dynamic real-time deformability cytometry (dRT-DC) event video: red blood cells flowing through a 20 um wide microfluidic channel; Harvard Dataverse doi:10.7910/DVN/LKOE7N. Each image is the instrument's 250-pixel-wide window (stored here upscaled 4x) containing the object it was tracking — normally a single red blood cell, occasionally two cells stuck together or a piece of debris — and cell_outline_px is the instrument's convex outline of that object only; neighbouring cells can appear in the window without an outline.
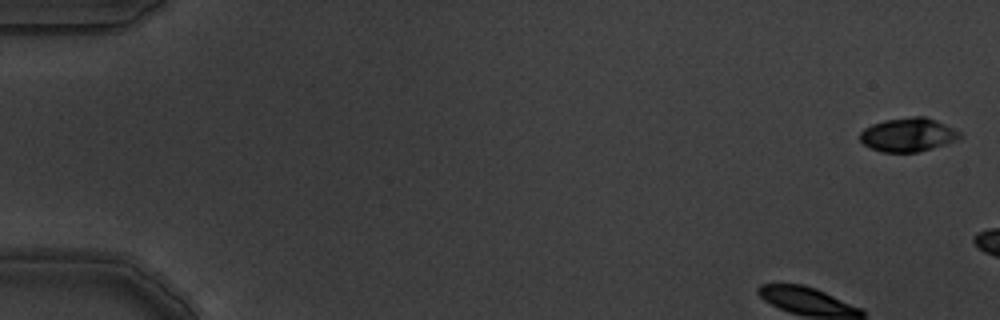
{"species": "common noctule bat (a hibernating species)", "species_latin": "Nyctalus noctula", "temperature_condition": "warm", "stored_images_in_passage": 4, "camera_frame_rate_fps": 3000, "um_per_image_px": 0.085, "animal": {"sex": "male", "body_mass_g": 19.5, "forearm_length_mm": 54.6}, "frame": {"image": 1, "passage_image": 1, "time_ms": 0.0, "image_size_px": [1000, 320], "cell_outline_px": [[960, 136], [956, 140], [932, 148], [916, 152], [880, 152], [864, 144], [860, 140], [860, 132], [864, 128], [872, 124], [884, 120], [912, 116], [924, 116], [936, 120], [960, 132]], "centroid_in_image_um": [77.15, 11.45], "position_along_channel_um": 7.9, "area_um2": 19.42}}